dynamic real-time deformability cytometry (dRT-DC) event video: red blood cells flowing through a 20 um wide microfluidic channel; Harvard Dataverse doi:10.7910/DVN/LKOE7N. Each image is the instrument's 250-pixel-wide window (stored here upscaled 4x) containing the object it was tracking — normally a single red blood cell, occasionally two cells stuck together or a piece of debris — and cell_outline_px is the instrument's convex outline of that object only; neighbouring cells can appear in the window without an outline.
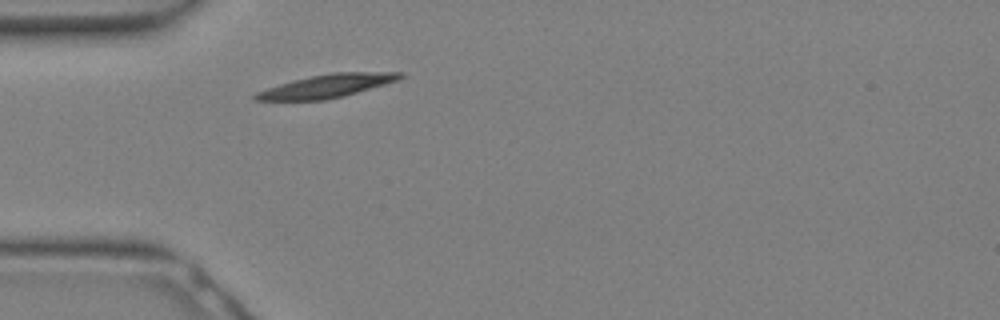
{"species": "Egyptian fruit bat (a non-hibernating species)", "species_latin": "Rousettus aegyptiacus", "temperature_condition": "warm", "stored_images_in_passage": 5, "camera_frame_rate_fps": 3000, "um_per_image_px": 0.085, "animal": {"sex": "female"}, "frame": {"image": 1, "passage_image": 1, "time_ms": 0.0, "image_size_px": [1000, 320], "cell_outline_px": [[404, 76], [400, 80], [344, 96], [324, 100], [256, 100], [252, 96], [256, 92], [292, 80], [312, 76], [336, 72], [404, 72]], "centroid_in_image_um": [27.84, 7.3], "position_along_channel_um": 57.2, "area_um2": 19.42}}
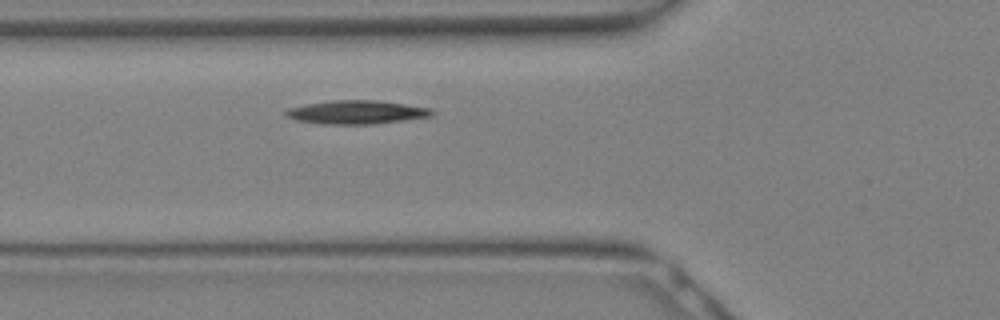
{"frame": {"image": 2, "passage_image": 3, "time_ms": 0.667, "image_size_px": [1000, 320], "cell_outline_px": [[436, 112], [432, 116], [372, 124], [324, 124], [296, 120], [288, 116], [284, 112], [288, 108], [308, 104], [332, 100], [380, 100], [432, 108]], "centroid_in_image_um": [30.36, 9.53], "position_along_channel_um": 95.4, "area_um2": 20.0}}
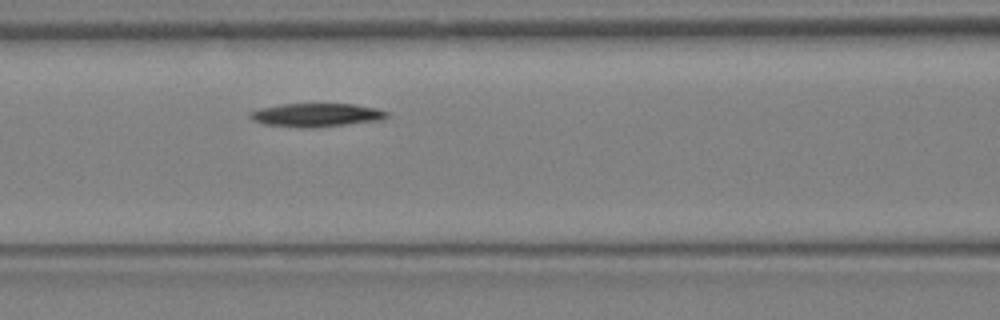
{"frame": {"image": 3, "passage_image": 5, "time_ms": 1.333, "image_size_px": [1000, 320], "cell_outline_px": [[388, 116], [384, 120], [312, 128], [300, 128], [264, 124], [252, 120], [248, 116], [248, 112], [260, 108], [280, 104], [356, 104], [376, 108], [388, 112]], "centroid_in_image_um": [26.88, 9.78], "position_along_channel_um": 139.7, "area_um2": 18.96}}